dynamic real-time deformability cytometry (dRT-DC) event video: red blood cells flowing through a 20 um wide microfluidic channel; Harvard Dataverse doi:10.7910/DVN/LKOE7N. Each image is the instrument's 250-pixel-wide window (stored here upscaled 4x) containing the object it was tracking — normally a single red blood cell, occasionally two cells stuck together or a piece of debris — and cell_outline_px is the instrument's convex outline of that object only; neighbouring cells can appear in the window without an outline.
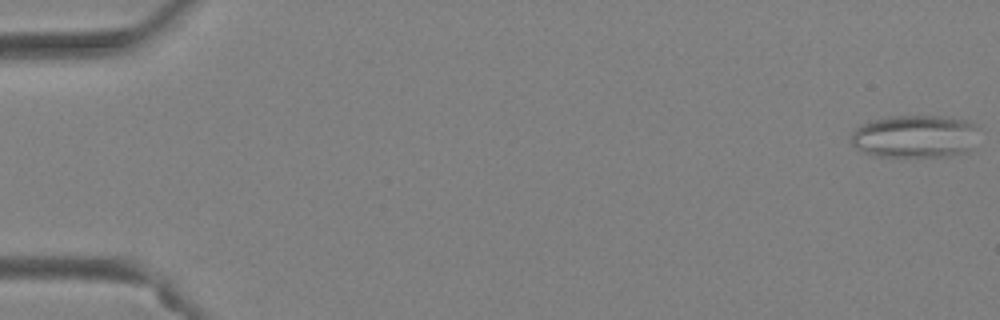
{"species": "Egyptian fruit bat (a non-hibernating species)", "species_latin": "Rousettus aegyptiacus", "temperature_condition": "warm", "stored_images_in_passage": 49, "segment_of_instrument_passage": [1, 2], "camera_frame_rate_fps": 3000, "um_per_image_px": 0.085, "animal": {"sex": "female"}, "frame": {"image": 1, "passage_image": 1, "time_ms": 0.0, "image_size_px": [1000, 320], "cell_outline_px": [[980, 128], [972, 148], [968, 152], [944, 156], [876, 156], [864, 152], [856, 148], [852, 144], [852, 132], [860, 124], [872, 120], [888, 116], [944, 116], [968, 120]], "centroid_in_image_um": [77.8, 11.58], "position_along_channel_um": 7.2, "area_um2": 32.14}}